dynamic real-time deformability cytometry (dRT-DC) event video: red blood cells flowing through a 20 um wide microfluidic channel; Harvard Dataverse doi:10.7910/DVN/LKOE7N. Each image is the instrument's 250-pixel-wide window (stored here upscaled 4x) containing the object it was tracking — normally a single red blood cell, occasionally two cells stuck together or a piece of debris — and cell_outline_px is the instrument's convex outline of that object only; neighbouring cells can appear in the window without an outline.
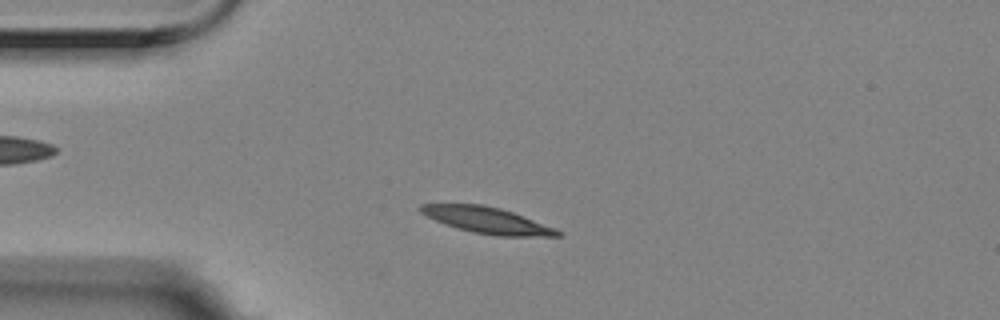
{"species": "Egyptian fruit bat (a non-hibernating species)", "species_latin": "Rousettus aegyptiacus", "temperature_condition": "room temperature", "stored_images_in_passage": 50, "camera_frame_rate_fps": 3000, "um_per_image_px": 0.085, "animal": {"sex": "female"}, "frame": {"image": 1, "passage_image": 10, "time_ms": 3.0, "image_size_px": [1000, 320], "cell_outline_px": [[564, 232], [560, 236], [496, 236], [472, 232], [456, 228], [436, 220], [420, 212], [416, 208], [420, 204], [484, 204], [500, 208], [512, 212], [556, 228]], "centroid_in_image_um": [41.41, 18.72], "position_along_channel_um": 43.6, "area_um2": 20.92}}
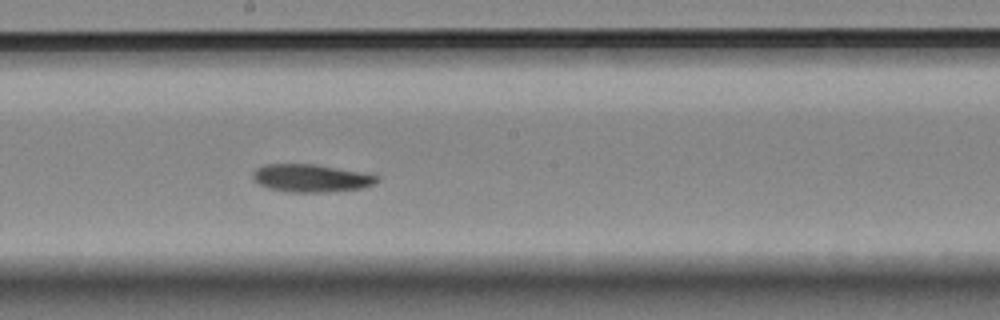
{"frame": {"image": 2, "passage_image": 27, "time_ms": 8.667, "image_size_px": [1000, 320], "cell_outline_px": [[380, 180], [376, 184], [364, 188], [328, 192], [288, 192], [268, 188], [260, 184], [252, 176], [252, 172], [256, 168], [264, 164], [316, 164], [368, 172], [380, 176]], "centroid_in_image_um": [26.54, 15.13], "position_along_channel_um": 221.7, "area_um2": 20.58}}
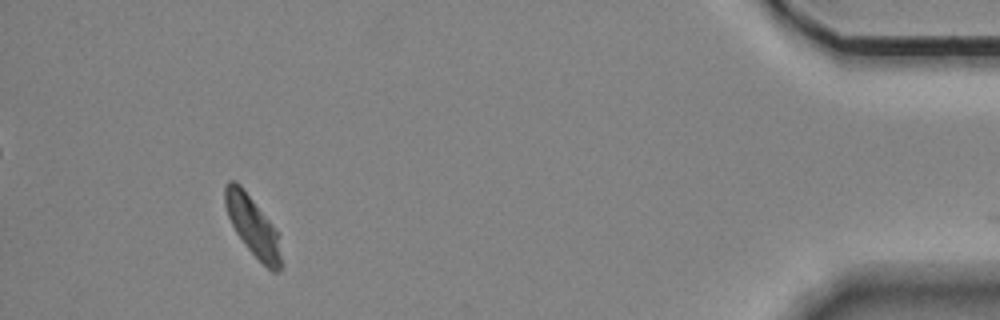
{"frame": {"image": 3, "passage_image": 49, "time_ms": 16.0, "image_size_px": [1000, 320], "cell_outline_px": [[280, 272], [272, 272], [244, 244], [236, 232], [228, 216], [224, 204], [224, 184], [228, 180], [232, 180], [240, 184], [272, 224], [276, 232], [280, 256]], "centroid_in_image_um": [21.42, 19.16], "position_along_channel_um": 413.8, "area_um2": 18.9}}